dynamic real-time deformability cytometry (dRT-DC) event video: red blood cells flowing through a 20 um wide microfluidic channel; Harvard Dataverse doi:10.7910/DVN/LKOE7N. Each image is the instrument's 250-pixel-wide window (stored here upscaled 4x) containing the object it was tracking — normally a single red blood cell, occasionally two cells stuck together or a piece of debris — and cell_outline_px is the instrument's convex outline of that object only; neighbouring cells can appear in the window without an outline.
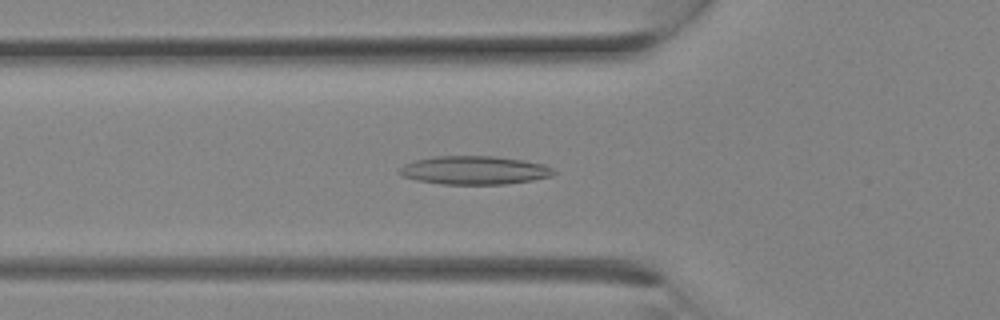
{"species": "Egyptian fruit bat (a non-hibernating species)", "species_latin": "Rousettus aegyptiacus", "temperature_condition": "room temperature", "stored_images_in_passage": 11, "camera_frame_rate_fps": 3000, "um_per_image_px": 0.085, "animal": {"sex": "female"}, "frame": {"image": 1, "passage_image": 7, "time_ms": 2.0, "image_size_px": [1000, 320], "cell_outline_px": [[556, 172], [552, 176], [532, 180], [504, 184], [440, 184], [416, 180], [404, 176], [396, 172], [404, 164], [416, 160], [432, 156], [492, 156], [524, 160], [544, 164], [552, 168]], "centroid_in_image_um": [40.31, 14.47], "position_along_channel_um": 85.5, "area_um2": 25.61}}
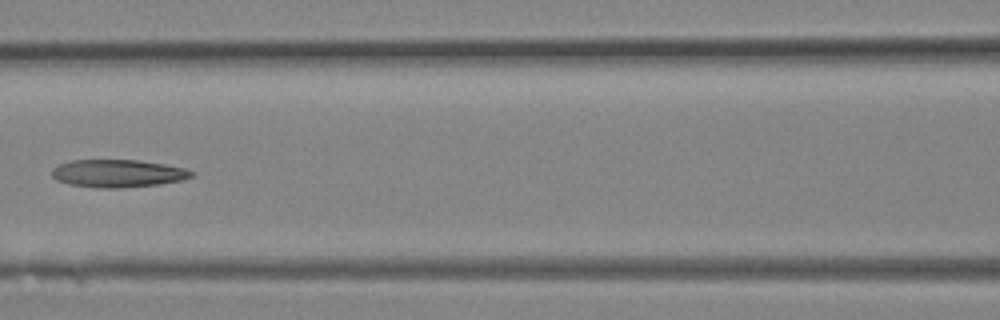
{"frame": {"image": 2, "passage_image": 10, "time_ms": 3.0, "image_size_px": [1000, 320], "cell_outline_px": [[196, 172], [192, 176], [184, 180], [160, 184], [120, 188], [100, 188], [68, 184], [56, 180], [52, 176], [52, 168], [56, 164], [72, 160], [136, 160], [164, 164], [184, 168]], "centroid_in_image_um": [10.0, 14.74], "position_along_channel_um": 156.6, "area_um2": 22.72}}